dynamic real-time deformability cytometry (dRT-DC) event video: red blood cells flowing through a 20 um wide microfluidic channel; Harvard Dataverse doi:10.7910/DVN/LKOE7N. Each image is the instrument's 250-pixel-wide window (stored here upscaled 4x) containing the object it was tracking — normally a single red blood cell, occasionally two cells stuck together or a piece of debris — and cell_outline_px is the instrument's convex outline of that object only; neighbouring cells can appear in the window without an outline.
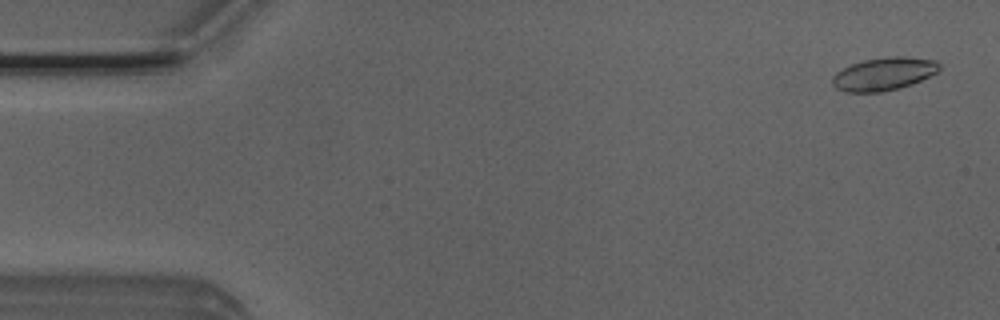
{"species": "Egyptian fruit bat (a non-hibernating species)", "species_latin": "Rousettus aegyptiacus", "temperature_condition": "room temperature", "stored_images_in_passage": 8, "camera_frame_rate_fps": 3000, "um_per_image_px": 0.085, "animal": {"sex": "male"}, "frame": {"image": 1, "passage_image": 1, "time_ms": 0.0, "image_size_px": [1000, 320], "cell_outline_px": [[940, 68], [936, 72], [912, 84], [900, 88], [884, 92], [844, 92], [836, 88], [832, 84], [832, 76], [836, 72], [852, 64], [864, 60], [888, 56], [904, 56], [936, 60], [940, 64]], "centroid_in_image_um": [75.11, 6.28], "position_along_channel_um": 9.9, "area_um2": 20.58}}
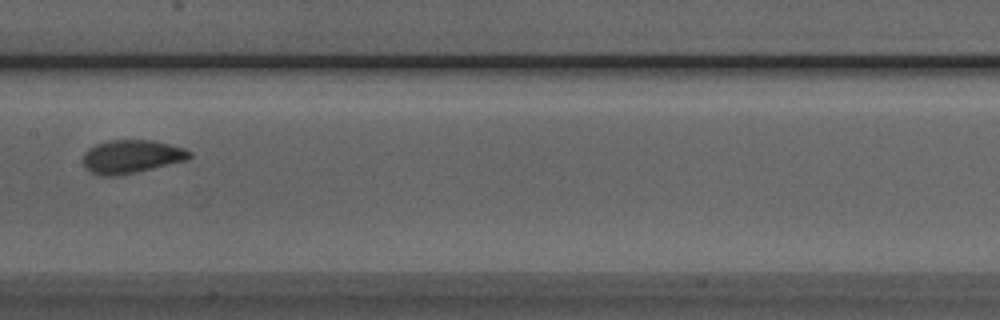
{"frame": {"image": 2, "passage_image": 8, "time_ms": 2.333, "image_size_px": [1000, 320], "cell_outline_px": [[192, 156], [188, 160], [136, 172], [116, 176], [100, 176], [84, 168], [84, 152], [88, 148], [96, 144], [108, 140], [152, 140], [184, 148], [192, 152]], "centroid_in_image_um": [11.17, 13.31], "position_along_channel_um": 196.2, "area_um2": 20.75}}